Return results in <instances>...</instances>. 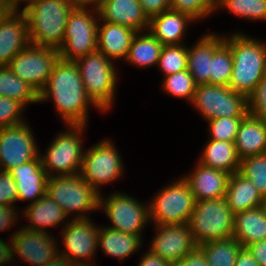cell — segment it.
<instances>
[{
	"label": "cell",
	"mask_w": 266,
	"mask_h": 266,
	"mask_svg": "<svg viewBox=\"0 0 266 266\" xmlns=\"http://www.w3.org/2000/svg\"><path fill=\"white\" fill-rule=\"evenodd\" d=\"M235 266H259L247 248H242L237 256Z\"/></svg>",
	"instance_id": "681fc988"
},
{
	"label": "cell",
	"mask_w": 266,
	"mask_h": 266,
	"mask_svg": "<svg viewBox=\"0 0 266 266\" xmlns=\"http://www.w3.org/2000/svg\"><path fill=\"white\" fill-rule=\"evenodd\" d=\"M137 31L127 26L105 22L98 24L97 51L109 60L127 58Z\"/></svg>",
	"instance_id": "7402d4cb"
},
{
	"label": "cell",
	"mask_w": 266,
	"mask_h": 266,
	"mask_svg": "<svg viewBox=\"0 0 266 266\" xmlns=\"http://www.w3.org/2000/svg\"><path fill=\"white\" fill-rule=\"evenodd\" d=\"M50 98L67 125H86L89 105L97 107L86 94L75 62L60 58L55 63L46 86L39 93V102Z\"/></svg>",
	"instance_id": "6da1fadb"
},
{
	"label": "cell",
	"mask_w": 266,
	"mask_h": 266,
	"mask_svg": "<svg viewBox=\"0 0 266 266\" xmlns=\"http://www.w3.org/2000/svg\"><path fill=\"white\" fill-rule=\"evenodd\" d=\"M29 44L25 14L5 12L0 18V66H7Z\"/></svg>",
	"instance_id": "ac0fdd59"
},
{
	"label": "cell",
	"mask_w": 266,
	"mask_h": 266,
	"mask_svg": "<svg viewBox=\"0 0 266 266\" xmlns=\"http://www.w3.org/2000/svg\"><path fill=\"white\" fill-rule=\"evenodd\" d=\"M193 20L185 13L169 9L150 18L148 31L163 46L179 45L182 44L187 23Z\"/></svg>",
	"instance_id": "cb8c5ba5"
},
{
	"label": "cell",
	"mask_w": 266,
	"mask_h": 266,
	"mask_svg": "<svg viewBox=\"0 0 266 266\" xmlns=\"http://www.w3.org/2000/svg\"><path fill=\"white\" fill-rule=\"evenodd\" d=\"M43 266H77V265L71 263L68 259L62 257L61 255H58L55 259L49 261Z\"/></svg>",
	"instance_id": "db71d44e"
},
{
	"label": "cell",
	"mask_w": 266,
	"mask_h": 266,
	"mask_svg": "<svg viewBox=\"0 0 266 266\" xmlns=\"http://www.w3.org/2000/svg\"><path fill=\"white\" fill-rule=\"evenodd\" d=\"M123 161L112 140H103L84 154L80 176L98 193L100 185L116 181L123 174Z\"/></svg>",
	"instance_id": "7c38bea8"
},
{
	"label": "cell",
	"mask_w": 266,
	"mask_h": 266,
	"mask_svg": "<svg viewBox=\"0 0 266 266\" xmlns=\"http://www.w3.org/2000/svg\"><path fill=\"white\" fill-rule=\"evenodd\" d=\"M70 130L57 135L46 154H40L42 166L48 177L78 174L85 154L81 133L85 125H67ZM83 150V151H82ZM54 172V173H53Z\"/></svg>",
	"instance_id": "52a82bcc"
},
{
	"label": "cell",
	"mask_w": 266,
	"mask_h": 266,
	"mask_svg": "<svg viewBox=\"0 0 266 266\" xmlns=\"http://www.w3.org/2000/svg\"><path fill=\"white\" fill-rule=\"evenodd\" d=\"M224 42V36L206 34L188 48L187 70L192 75L196 85L210 84L211 60L215 50Z\"/></svg>",
	"instance_id": "603a6c76"
},
{
	"label": "cell",
	"mask_w": 266,
	"mask_h": 266,
	"mask_svg": "<svg viewBox=\"0 0 266 266\" xmlns=\"http://www.w3.org/2000/svg\"><path fill=\"white\" fill-rule=\"evenodd\" d=\"M25 217L29 219V226L25 227L30 230L46 232L45 227H54L64 222L68 216L63 209L47 194V192L35 203H30L24 211Z\"/></svg>",
	"instance_id": "f1b7e54d"
},
{
	"label": "cell",
	"mask_w": 266,
	"mask_h": 266,
	"mask_svg": "<svg viewBox=\"0 0 266 266\" xmlns=\"http://www.w3.org/2000/svg\"><path fill=\"white\" fill-rule=\"evenodd\" d=\"M46 192L67 216L78 211L76 218H88L84 212L99 208L100 193L92 188L80 173L48 177Z\"/></svg>",
	"instance_id": "8992f818"
},
{
	"label": "cell",
	"mask_w": 266,
	"mask_h": 266,
	"mask_svg": "<svg viewBox=\"0 0 266 266\" xmlns=\"http://www.w3.org/2000/svg\"><path fill=\"white\" fill-rule=\"evenodd\" d=\"M12 251L24 262L43 266L55 259L60 250L55 246V239L50 233L23 228L12 235Z\"/></svg>",
	"instance_id": "e0dca14e"
},
{
	"label": "cell",
	"mask_w": 266,
	"mask_h": 266,
	"mask_svg": "<svg viewBox=\"0 0 266 266\" xmlns=\"http://www.w3.org/2000/svg\"><path fill=\"white\" fill-rule=\"evenodd\" d=\"M233 58L232 77L228 87L246 97L266 75V44L237 32L224 37Z\"/></svg>",
	"instance_id": "7a4b0ae2"
},
{
	"label": "cell",
	"mask_w": 266,
	"mask_h": 266,
	"mask_svg": "<svg viewBox=\"0 0 266 266\" xmlns=\"http://www.w3.org/2000/svg\"><path fill=\"white\" fill-rule=\"evenodd\" d=\"M216 8V0H171L170 2V9L185 13L194 21L208 17Z\"/></svg>",
	"instance_id": "ab89813d"
},
{
	"label": "cell",
	"mask_w": 266,
	"mask_h": 266,
	"mask_svg": "<svg viewBox=\"0 0 266 266\" xmlns=\"http://www.w3.org/2000/svg\"><path fill=\"white\" fill-rule=\"evenodd\" d=\"M5 11L3 9V7L1 6V3H0V18L4 15Z\"/></svg>",
	"instance_id": "11a10c76"
},
{
	"label": "cell",
	"mask_w": 266,
	"mask_h": 266,
	"mask_svg": "<svg viewBox=\"0 0 266 266\" xmlns=\"http://www.w3.org/2000/svg\"><path fill=\"white\" fill-rule=\"evenodd\" d=\"M263 206H264V208L266 209V199H265V202H264V205H263Z\"/></svg>",
	"instance_id": "9f6ffc18"
},
{
	"label": "cell",
	"mask_w": 266,
	"mask_h": 266,
	"mask_svg": "<svg viewBox=\"0 0 266 266\" xmlns=\"http://www.w3.org/2000/svg\"><path fill=\"white\" fill-rule=\"evenodd\" d=\"M87 8L75 7L69 14L60 59L75 61L97 51L98 20Z\"/></svg>",
	"instance_id": "9c48e42d"
},
{
	"label": "cell",
	"mask_w": 266,
	"mask_h": 266,
	"mask_svg": "<svg viewBox=\"0 0 266 266\" xmlns=\"http://www.w3.org/2000/svg\"><path fill=\"white\" fill-rule=\"evenodd\" d=\"M239 172L250 180L266 199V153L241 159Z\"/></svg>",
	"instance_id": "e575fe53"
},
{
	"label": "cell",
	"mask_w": 266,
	"mask_h": 266,
	"mask_svg": "<svg viewBox=\"0 0 266 266\" xmlns=\"http://www.w3.org/2000/svg\"><path fill=\"white\" fill-rule=\"evenodd\" d=\"M209 266H235L242 245L234 238L211 241L198 246Z\"/></svg>",
	"instance_id": "d6a6232c"
},
{
	"label": "cell",
	"mask_w": 266,
	"mask_h": 266,
	"mask_svg": "<svg viewBox=\"0 0 266 266\" xmlns=\"http://www.w3.org/2000/svg\"><path fill=\"white\" fill-rule=\"evenodd\" d=\"M31 131L26 123L0 129L1 172H8L40 156Z\"/></svg>",
	"instance_id": "5bb4252c"
},
{
	"label": "cell",
	"mask_w": 266,
	"mask_h": 266,
	"mask_svg": "<svg viewBox=\"0 0 266 266\" xmlns=\"http://www.w3.org/2000/svg\"><path fill=\"white\" fill-rule=\"evenodd\" d=\"M155 227L158 234L153 237L150 250L166 261L177 262L198 247L188 223Z\"/></svg>",
	"instance_id": "2e32d148"
},
{
	"label": "cell",
	"mask_w": 266,
	"mask_h": 266,
	"mask_svg": "<svg viewBox=\"0 0 266 266\" xmlns=\"http://www.w3.org/2000/svg\"><path fill=\"white\" fill-rule=\"evenodd\" d=\"M233 58L230 46L224 41L214 52L210 67V84L228 86L232 77Z\"/></svg>",
	"instance_id": "836d02e7"
},
{
	"label": "cell",
	"mask_w": 266,
	"mask_h": 266,
	"mask_svg": "<svg viewBox=\"0 0 266 266\" xmlns=\"http://www.w3.org/2000/svg\"><path fill=\"white\" fill-rule=\"evenodd\" d=\"M36 0H0L1 6L3 7L5 12H14L18 13V5L21 2H27L28 4L23 8L21 12H24L27 8H29Z\"/></svg>",
	"instance_id": "f907efd6"
},
{
	"label": "cell",
	"mask_w": 266,
	"mask_h": 266,
	"mask_svg": "<svg viewBox=\"0 0 266 266\" xmlns=\"http://www.w3.org/2000/svg\"><path fill=\"white\" fill-rule=\"evenodd\" d=\"M234 237L242 247L266 239V209L264 206L234 215Z\"/></svg>",
	"instance_id": "4316f807"
},
{
	"label": "cell",
	"mask_w": 266,
	"mask_h": 266,
	"mask_svg": "<svg viewBox=\"0 0 266 266\" xmlns=\"http://www.w3.org/2000/svg\"><path fill=\"white\" fill-rule=\"evenodd\" d=\"M142 8L150 19L166 10L170 9L171 0H139Z\"/></svg>",
	"instance_id": "ee69618b"
},
{
	"label": "cell",
	"mask_w": 266,
	"mask_h": 266,
	"mask_svg": "<svg viewBox=\"0 0 266 266\" xmlns=\"http://www.w3.org/2000/svg\"><path fill=\"white\" fill-rule=\"evenodd\" d=\"M75 7L87 8L91 4L97 9L104 0H70Z\"/></svg>",
	"instance_id": "f5cc1de1"
},
{
	"label": "cell",
	"mask_w": 266,
	"mask_h": 266,
	"mask_svg": "<svg viewBox=\"0 0 266 266\" xmlns=\"http://www.w3.org/2000/svg\"><path fill=\"white\" fill-rule=\"evenodd\" d=\"M191 103L207 121L219 117H245L249 113L247 97L228 86L198 85Z\"/></svg>",
	"instance_id": "30bf717a"
},
{
	"label": "cell",
	"mask_w": 266,
	"mask_h": 266,
	"mask_svg": "<svg viewBox=\"0 0 266 266\" xmlns=\"http://www.w3.org/2000/svg\"><path fill=\"white\" fill-rule=\"evenodd\" d=\"M246 248L255 258L259 266H266V239L250 244Z\"/></svg>",
	"instance_id": "7dc6e473"
},
{
	"label": "cell",
	"mask_w": 266,
	"mask_h": 266,
	"mask_svg": "<svg viewBox=\"0 0 266 266\" xmlns=\"http://www.w3.org/2000/svg\"><path fill=\"white\" fill-rule=\"evenodd\" d=\"M8 173L16 183L17 201L34 199L32 203H35L46 193L48 175L40 156L9 170Z\"/></svg>",
	"instance_id": "ffe728a7"
},
{
	"label": "cell",
	"mask_w": 266,
	"mask_h": 266,
	"mask_svg": "<svg viewBox=\"0 0 266 266\" xmlns=\"http://www.w3.org/2000/svg\"><path fill=\"white\" fill-rule=\"evenodd\" d=\"M70 221L62 230L65 249L59 255L77 266L94 265L90 261L88 264L87 260H91L98 247L99 228L88 218H74Z\"/></svg>",
	"instance_id": "9a60e30c"
},
{
	"label": "cell",
	"mask_w": 266,
	"mask_h": 266,
	"mask_svg": "<svg viewBox=\"0 0 266 266\" xmlns=\"http://www.w3.org/2000/svg\"><path fill=\"white\" fill-rule=\"evenodd\" d=\"M99 208L104 209L112 222L109 228L131 235L141 236L140 233L150 220L149 205L123 193H113L105 200L100 195Z\"/></svg>",
	"instance_id": "4fadbf2b"
},
{
	"label": "cell",
	"mask_w": 266,
	"mask_h": 266,
	"mask_svg": "<svg viewBox=\"0 0 266 266\" xmlns=\"http://www.w3.org/2000/svg\"><path fill=\"white\" fill-rule=\"evenodd\" d=\"M171 266H209L203 251L197 247L183 259L173 262Z\"/></svg>",
	"instance_id": "f6af8a7d"
},
{
	"label": "cell",
	"mask_w": 266,
	"mask_h": 266,
	"mask_svg": "<svg viewBox=\"0 0 266 266\" xmlns=\"http://www.w3.org/2000/svg\"><path fill=\"white\" fill-rule=\"evenodd\" d=\"M141 239L138 235L104 227L99 228L97 246H100L106 255L123 261L141 247Z\"/></svg>",
	"instance_id": "f546056e"
},
{
	"label": "cell",
	"mask_w": 266,
	"mask_h": 266,
	"mask_svg": "<svg viewBox=\"0 0 266 266\" xmlns=\"http://www.w3.org/2000/svg\"><path fill=\"white\" fill-rule=\"evenodd\" d=\"M188 224L199 246L232 237L234 214L228 207L225 197L195 201Z\"/></svg>",
	"instance_id": "277c9868"
},
{
	"label": "cell",
	"mask_w": 266,
	"mask_h": 266,
	"mask_svg": "<svg viewBox=\"0 0 266 266\" xmlns=\"http://www.w3.org/2000/svg\"><path fill=\"white\" fill-rule=\"evenodd\" d=\"M163 88L170 95L192 101L196 91V83L188 70L164 76Z\"/></svg>",
	"instance_id": "74e56055"
},
{
	"label": "cell",
	"mask_w": 266,
	"mask_h": 266,
	"mask_svg": "<svg viewBox=\"0 0 266 266\" xmlns=\"http://www.w3.org/2000/svg\"><path fill=\"white\" fill-rule=\"evenodd\" d=\"M93 10H96L94 13L102 21L127 26L140 33L146 28L145 31H148L150 19L139 0H104L97 9Z\"/></svg>",
	"instance_id": "d6986e66"
},
{
	"label": "cell",
	"mask_w": 266,
	"mask_h": 266,
	"mask_svg": "<svg viewBox=\"0 0 266 266\" xmlns=\"http://www.w3.org/2000/svg\"><path fill=\"white\" fill-rule=\"evenodd\" d=\"M188 47L179 45L163 46L158 66L166 75H171L183 70H187Z\"/></svg>",
	"instance_id": "8d00e7d4"
},
{
	"label": "cell",
	"mask_w": 266,
	"mask_h": 266,
	"mask_svg": "<svg viewBox=\"0 0 266 266\" xmlns=\"http://www.w3.org/2000/svg\"><path fill=\"white\" fill-rule=\"evenodd\" d=\"M248 112L266 123V75L247 97Z\"/></svg>",
	"instance_id": "b9f144b4"
},
{
	"label": "cell",
	"mask_w": 266,
	"mask_h": 266,
	"mask_svg": "<svg viewBox=\"0 0 266 266\" xmlns=\"http://www.w3.org/2000/svg\"><path fill=\"white\" fill-rule=\"evenodd\" d=\"M234 144L240 159L266 153V123L248 113L240 124Z\"/></svg>",
	"instance_id": "484cf974"
},
{
	"label": "cell",
	"mask_w": 266,
	"mask_h": 266,
	"mask_svg": "<svg viewBox=\"0 0 266 266\" xmlns=\"http://www.w3.org/2000/svg\"><path fill=\"white\" fill-rule=\"evenodd\" d=\"M225 199L234 215L261 207L265 202L257 188L239 171L229 176Z\"/></svg>",
	"instance_id": "d4e9b609"
},
{
	"label": "cell",
	"mask_w": 266,
	"mask_h": 266,
	"mask_svg": "<svg viewBox=\"0 0 266 266\" xmlns=\"http://www.w3.org/2000/svg\"><path fill=\"white\" fill-rule=\"evenodd\" d=\"M184 178L189 182L195 201L225 197L230 174L198 162L193 173Z\"/></svg>",
	"instance_id": "44dd1931"
},
{
	"label": "cell",
	"mask_w": 266,
	"mask_h": 266,
	"mask_svg": "<svg viewBox=\"0 0 266 266\" xmlns=\"http://www.w3.org/2000/svg\"><path fill=\"white\" fill-rule=\"evenodd\" d=\"M24 107L18 100L0 96V129L25 123L21 117Z\"/></svg>",
	"instance_id": "60d3db41"
},
{
	"label": "cell",
	"mask_w": 266,
	"mask_h": 266,
	"mask_svg": "<svg viewBox=\"0 0 266 266\" xmlns=\"http://www.w3.org/2000/svg\"><path fill=\"white\" fill-rule=\"evenodd\" d=\"M74 8L70 0H36L23 12L28 23L30 44L59 50L69 14Z\"/></svg>",
	"instance_id": "3957f363"
},
{
	"label": "cell",
	"mask_w": 266,
	"mask_h": 266,
	"mask_svg": "<svg viewBox=\"0 0 266 266\" xmlns=\"http://www.w3.org/2000/svg\"><path fill=\"white\" fill-rule=\"evenodd\" d=\"M0 96L27 105L39 103V93L28 82L15 75L8 66H0Z\"/></svg>",
	"instance_id": "1f68e13d"
},
{
	"label": "cell",
	"mask_w": 266,
	"mask_h": 266,
	"mask_svg": "<svg viewBox=\"0 0 266 266\" xmlns=\"http://www.w3.org/2000/svg\"><path fill=\"white\" fill-rule=\"evenodd\" d=\"M149 204V217L155 225L189 223L195 199L189 182L182 177L164 187Z\"/></svg>",
	"instance_id": "ba28073f"
},
{
	"label": "cell",
	"mask_w": 266,
	"mask_h": 266,
	"mask_svg": "<svg viewBox=\"0 0 266 266\" xmlns=\"http://www.w3.org/2000/svg\"><path fill=\"white\" fill-rule=\"evenodd\" d=\"M138 34L140 32L133 38L128 56L124 60L143 68L158 65L163 45L148 31L143 35Z\"/></svg>",
	"instance_id": "4dcf8cb0"
},
{
	"label": "cell",
	"mask_w": 266,
	"mask_h": 266,
	"mask_svg": "<svg viewBox=\"0 0 266 266\" xmlns=\"http://www.w3.org/2000/svg\"><path fill=\"white\" fill-rule=\"evenodd\" d=\"M244 117H219L208 120L210 139L234 142Z\"/></svg>",
	"instance_id": "f35d334b"
},
{
	"label": "cell",
	"mask_w": 266,
	"mask_h": 266,
	"mask_svg": "<svg viewBox=\"0 0 266 266\" xmlns=\"http://www.w3.org/2000/svg\"><path fill=\"white\" fill-rule=\"evenodd\" d=\"M16 183L8 172H0V204L13 206L17 201Z\"/></svg>",
	"instance_id": "7bdbcfd3"
},
{
	"label": "cell",
	"mask_w": 266,
	"mask_h": 266,
	"mask_svg": "<svg viewBox=\"0 0 266 266\" xmlns=\"http://www.w3.org/2000/svg\"><path fill=\"white\" fill-rule=\"evenodd\" d=\"M11 244V245H10ZM10 244H6L3 239L0 238V266L7 264L12 261L13 251H12V241Z\"/></svg>",
	"instance_id": "816d5d0a"
},
{
	"label": "cell",
	"mask_w": 266,
	"mask_h": 266,
	"mask_svg": "<svg viewBox=\"0 0 266 266\" xmlns=\"http://www.w3.org/2000/svg\"><path fill=\"white\" fill-rule=\"evenodd\" d=\"M15 206L0 204V231L9 229L17 220V211Z\"/></svg>",
	"instance_id": "bcb514c9"
},
{
	"label": "cell",
	"mask_w": 266,
	"mask_h": 266,
	"mask_svg": "<svg viewBox=\"0 0 266 266\" xmlns=\"http://www.w3.org/2000/svg\"><path fill=\"white\" fill-rule=\"evenodd\" d=\"M216 6L217 9L227 8L234 15L244 19H266V0H216Z\"/></svg>",
	"instance_id": "d590c367"
},
{
	"label": "cell",
	"mask_w": 266,
	"mask_h": 266,
	"mask_svg": "<svg viewBox=\"0 0 266 266\" xmlns=\"http://www.w3.org/2000/svg\"><path fill=\"white\" fill-rule=\"evenodd\" d=\"M171 262L166 261L156 254H154L151 250L146 251L144 256H142L141 261L138 266H171Z\"/></svg>",
	"instance_id": "c3c4849f"
},
{
	"label": "cell",
	"mask_w": 266,
	"mask_h": 266,
	"mask_svg": "<svg viewBox=\"0 0 266 266\" xmlns=\"http://www.w3.org/2000/svg\"><path fill=\"white\" fill-rule=\"evenodd\" d=\"M59 58V50L56 48L29 44L7 66L15 75L28 82L40 93L46 86Z\"/></svg>",
	"instance_id": "8fae6325"
},
{
	"label": "cell",
	"mask_w": 266,
	"mask_h": 266,
	"mask_svg": "<svg viewBox=\"0 0 266 266\" xmlns=\"http://www.w3.org/2000/svg\"><path fill=\"white\" fill-rule=\"evenodd\" d=\"M87 96L100 111H107L112 106L117 71L112 60L96 51L76 59Z\"/></svg>",
	"instance_id": "5b68a950"
},
{
	"label": "cell",
	"mask_w": 266,
	"mask_h": 266,
	"mask_svg": "<svg viewBox=\"0 0 266 266\" xmlns=\"http://www.w3.org/2000/svg\"><path fill=\"white\" fill-rule=\"evenodd\" d=\"M203 149L199 163L222 170L228 174L238 172L241 159L239 158L234 142H225L209 139Z\"/></svg>",
	"instance_id": "83f0119b"
}]
</instances>
